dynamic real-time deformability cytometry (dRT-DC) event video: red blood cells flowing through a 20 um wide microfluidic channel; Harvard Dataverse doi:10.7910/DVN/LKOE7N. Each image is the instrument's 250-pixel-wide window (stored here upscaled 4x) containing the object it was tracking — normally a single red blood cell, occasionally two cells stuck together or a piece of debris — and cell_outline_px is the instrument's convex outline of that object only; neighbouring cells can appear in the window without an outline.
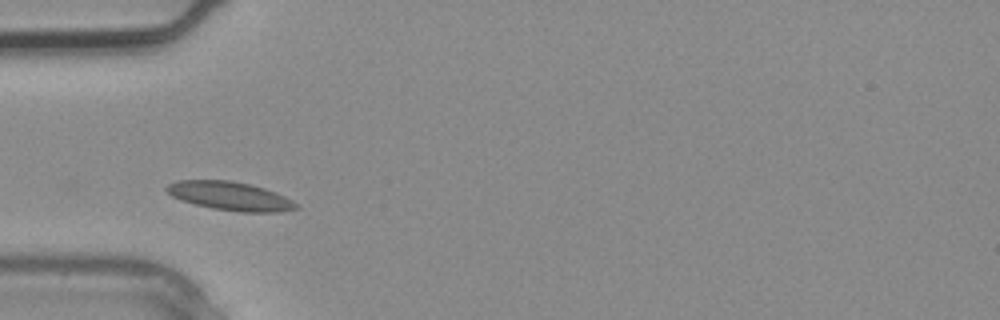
{"species": "common noctule bat (a hibernating species)", "species_latin": "Nyctalus noctula", "temperature_condition": "warm", "stored_images_in_passage": 1, "camera_frame_rate_fps": 3000, "um_per_image_px": 0.085, "animal": {"sex": "male", "body_mass_g": 20.4}, "frame": {"image": 1, "passage_image": 1, "time_ms": 0.0, "image_size_px": [1000, 320], "cell_outline_px": [[300, 208], [280, 212], [240, 212], [212, 208], [180, 200], [172, 196], [164, 188], [168, 184], [176, 180], [228, 180], [248, 184], [264, 188], [276, 192], [300, 204]], "centroid_in_image_um": [19.58, 16.67], "position_along_channel_um": 65.4, "area_um2": 21.68}}